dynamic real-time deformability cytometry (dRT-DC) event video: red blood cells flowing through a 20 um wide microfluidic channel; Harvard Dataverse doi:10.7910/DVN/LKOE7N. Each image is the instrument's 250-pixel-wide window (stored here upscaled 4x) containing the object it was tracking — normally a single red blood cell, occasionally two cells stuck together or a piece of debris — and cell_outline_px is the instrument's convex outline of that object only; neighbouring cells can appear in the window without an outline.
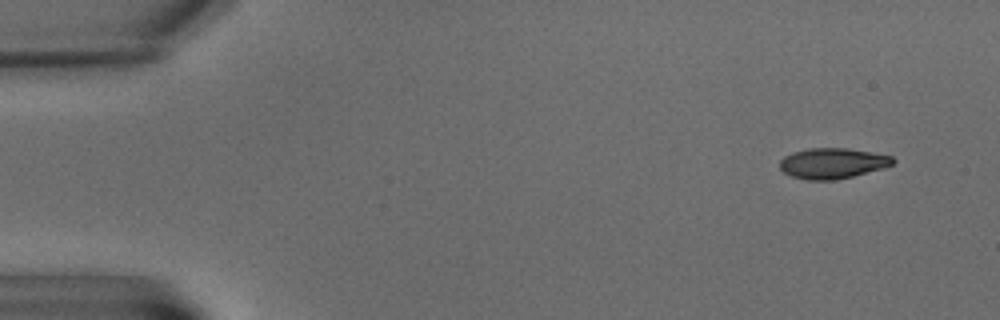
{"species": "common noctule bat (a hibernating species)", "species_latin": "Nyctalus noctula", "temperature_condition": "warm", "stored_images_in_passage": 6, "camera_frame_rate_fps": 3000, "um_per_image_px": 0.085, "animal": {"sex": "male", "body_mass_g": 15.6}, "frame": {"image": 1, "passage_image": 1, "time_ms": 0.0, "image_size_px": [1000, 320], "cell_outline_px": [[896, 160], [892, 164], [884, 168], [836, 180], [808, 180], [792, 176], [784, 172], [780, 168], [780, 160], [784, 156], [792, 152], [808, 148], [848, 148], [872, 152], [892, 156]], "centroid_in_image_um": [70.77, 13.87], "position_along_channel_um": 14.2, "area_um2": 20.17}}
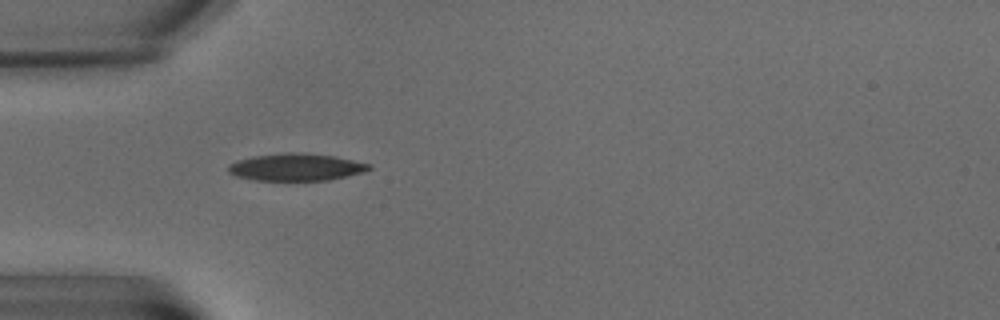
{"frame": {"image": 2, "passage_image": 5, "time_ms": 5.667, "image_size_px": [1000, 320], "cell_outline_px": [[372, 168], [364, 172], [328, 180], [256, 180], [236, 176], [228, 172], [228, 164], [236, 160], [252, 156], [288, 152], [300, 152], [332, 156], [372, 164]], "centroid_in_image_um": [25.14, 14.2], "position_along_channel_um": 59.9, "area_um2": 22.31}}